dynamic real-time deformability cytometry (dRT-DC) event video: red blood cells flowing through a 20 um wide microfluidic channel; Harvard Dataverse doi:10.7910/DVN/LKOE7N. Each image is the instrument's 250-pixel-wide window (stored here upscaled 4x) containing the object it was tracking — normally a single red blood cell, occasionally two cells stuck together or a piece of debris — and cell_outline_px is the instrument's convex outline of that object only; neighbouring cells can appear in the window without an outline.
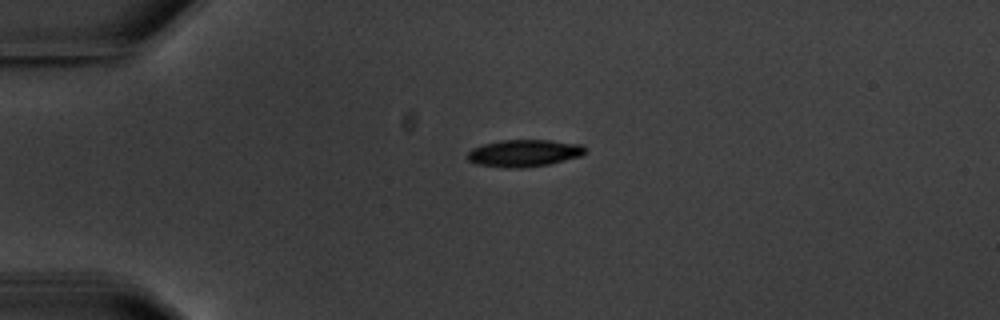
{"species": "common noctule bat (a hibernating species)", "species_latin": "Nyctalus noctula", "temperature_condition": "warm", "stored_images_in_passage": 2, "camera_frame_rate_fps": 3000, "um_per_image_px": 0.085, "animal": {"sex": "male", "body_mass_g": 20.1, "forearm_length_mm": 53.5}, "frame": {"image": 1, "passage_image": 1, "time_ms": 0.0, "image_size_px": [1000, 320], "cell_outline_px": [[588, 152], [580, 156], [548, 164], [520, 168], [504, 168], [476, 164], [468, 160], [468, 152], [472, 148], [484, 144], [500, 140], [548, 140], [580, 144]], "centroid_in_image_um": [44.52, 13.02], "position_along_channel_um": 40.5, "area_um2": 18.5}}